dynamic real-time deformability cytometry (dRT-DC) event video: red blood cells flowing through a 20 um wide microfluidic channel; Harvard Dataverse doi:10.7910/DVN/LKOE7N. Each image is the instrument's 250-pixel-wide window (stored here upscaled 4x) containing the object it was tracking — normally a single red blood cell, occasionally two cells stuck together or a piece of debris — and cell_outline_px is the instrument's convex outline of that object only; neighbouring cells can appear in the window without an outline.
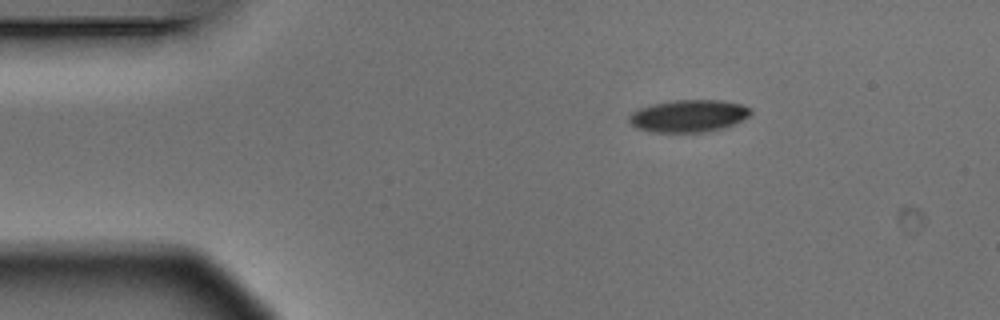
{"species": "Egyptian fruit bat (a non-hibernating species)", "species_latin": "Rousettus aegyptiacus", "temperature_condition": "warm", "stored_images_in_passage": 3, "camera_frame_rate_fps": 3000, "um_per_image_px": 0.085, "animal": {"sex": "male"}, "frame": {"image": 1, "passage_image": 1, "time_ms": 0.0, "image_size_px": [1000, 320], "cell_outline_px": [[752, 112], [748, 116], [732, 124], [720, 128], [704, 132], [652, 132], [636, 128], [628, 120], [628, 116], [632, 112], [640, 108], [652, 104], [672, 100], [724, 100], [740, 104], [752, 108]], "centroid_in_image_um": [58.5, 9.84], "position_along_channel_um": 26.5, "area_um2": 22.77}}